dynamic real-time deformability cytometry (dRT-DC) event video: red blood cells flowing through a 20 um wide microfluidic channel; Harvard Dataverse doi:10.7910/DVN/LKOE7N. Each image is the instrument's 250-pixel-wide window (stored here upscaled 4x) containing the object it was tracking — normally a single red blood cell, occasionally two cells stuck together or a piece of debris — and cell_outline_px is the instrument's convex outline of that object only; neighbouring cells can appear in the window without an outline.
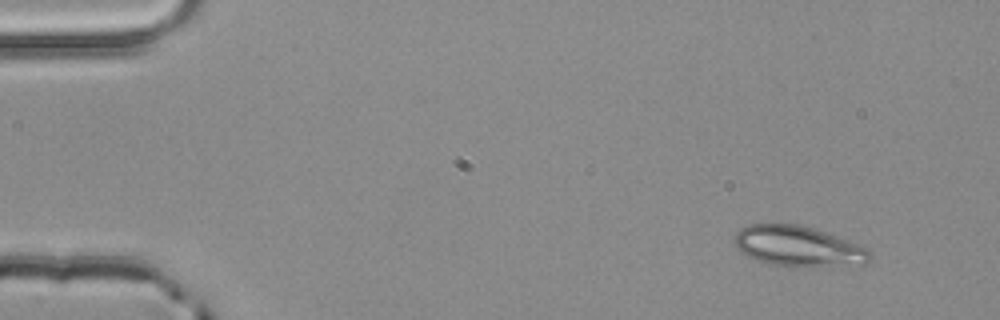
{"species": "common noctule bat (a hibernating species)", "species_latin": "Nyctalus noctula", "temperature_condition": "room temperature", "stored_images_in_passage": 3, "camera_frame_rate_fps": 3000, "um_per_image_px": 0.085, "animal": {"sex": "male", "body_mass_g": 20.4}, "frame": {"image": 1, "passage_image": 1, "time_ms": 0.0, "image_size_px": [1000, 320], "cell_outline_px": [[872, 256], [864, 264], [804, 268], [768, 264], [756, 260], [740, 252], [736, 248], [732, 240], [736, 232], [740, 228], [748, 224], [800, 224], [860, 244], [868, 248], [872, 252]], "centroid_in_image_um": [67.83, 20.95], "position_along_channel_um": 17.2, "area_um2": 32.54}}